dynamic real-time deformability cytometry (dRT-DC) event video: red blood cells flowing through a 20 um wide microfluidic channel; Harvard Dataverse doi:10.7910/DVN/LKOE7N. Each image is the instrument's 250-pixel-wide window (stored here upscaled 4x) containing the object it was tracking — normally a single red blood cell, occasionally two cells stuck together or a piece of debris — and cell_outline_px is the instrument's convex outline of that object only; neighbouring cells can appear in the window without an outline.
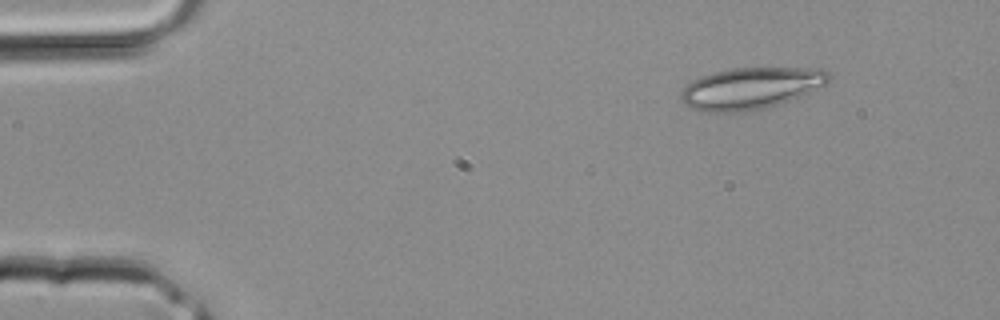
{"species": "common noctule bat (a hibernating species)", "species_latin": "Nyctalus noctula", "temperature_condition": "room temperature", "stored_images_in_passage": 3, "camera_frame_rate_fps": 3000, "um_per_image_px": 0.085, "animal": {"sex": "male", "body_mass_g": 20.4}, "frame": {"image": 1, "passage_image": 1, "time_ms": 0.0, "image_size_px": [1000, 320], "cell_outline_px": [[832, 76], [824, 84], [780, 104], [768, 108], [740, 112], [700, 112], [684, 104], [680, 100], [680, 92], [692, 80], [700, 76], [732, 68], [820, 68], [828, 72]], "centroid_in_image_um": [63.75, 7.51], "position_along_channel_um": 21.2, "area_um2": 35.72}}